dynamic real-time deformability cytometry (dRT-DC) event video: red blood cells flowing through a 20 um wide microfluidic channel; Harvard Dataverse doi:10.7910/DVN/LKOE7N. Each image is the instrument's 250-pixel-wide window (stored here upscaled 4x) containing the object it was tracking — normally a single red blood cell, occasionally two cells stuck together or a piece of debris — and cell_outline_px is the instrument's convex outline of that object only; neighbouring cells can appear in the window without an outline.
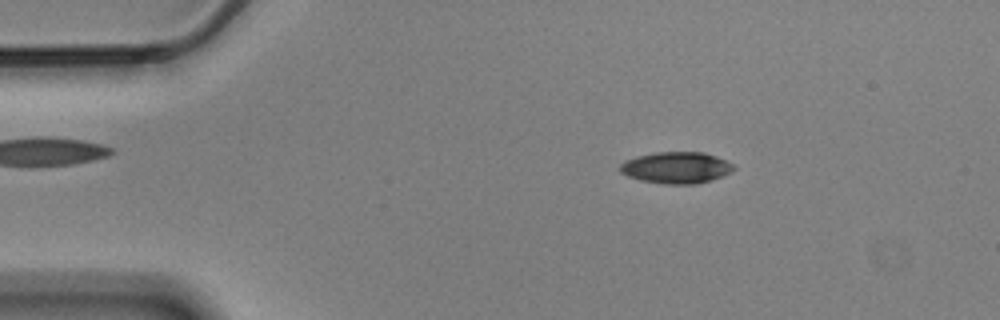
{"species": "Egyptian fruit bat (a non-hibernating species)", "species_latin": "Rousettus aegyptiacus", "temperature_condition": "cold", "stored_images_in_passage": 51, "camera_frame_rate_fps": 3000, "um_per_image_px": 0.085, "animal": {"sex": "male"}, "frame": {"image": 1, "passage_image": 4, "time_ms": 1.0, "image_size_px": [1000, 320], "cell_outline_px": [[736, 168], [712, 180], [696, 184], [664, 184], [640, 180], [628, 176], [620, 172], [620, 164], [624, 160], [636, 156], [652, 152], [704, 152], [716, 156], [732, 164]], "centroid_in_image_um": [57.43, 14.24], "position_along_channel_um": 27.6, "area_um2": 20.87}}
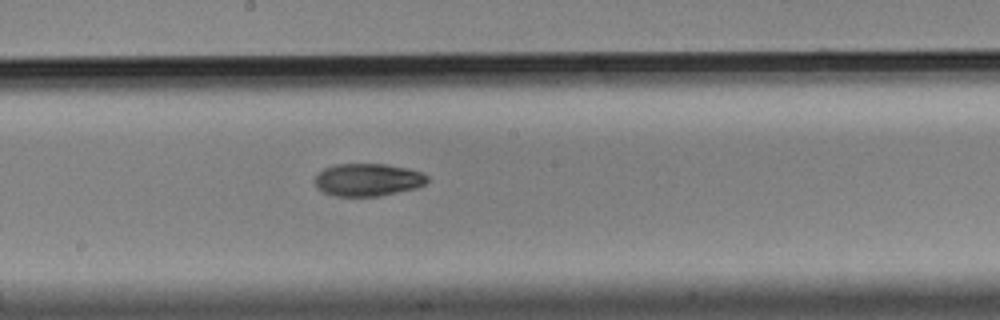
{"frame": {"image": 2, "passage_image": 25, "time_ms": 8.0, "image_size_px": [1000, 320], "cell_outline_px": [[428, 180], [424, 184], [416, 188], [380, 196], [336, 196], [324, 192], [316, 188], [316, 176], [324, 168], [336, 164], [384, 164], [408, 168], [420, 172], [428, 176]], "centroid_in_image_um": [31.27, 15.28], "position_along_channel_um": 216.9, "area_um2": 21.27}}
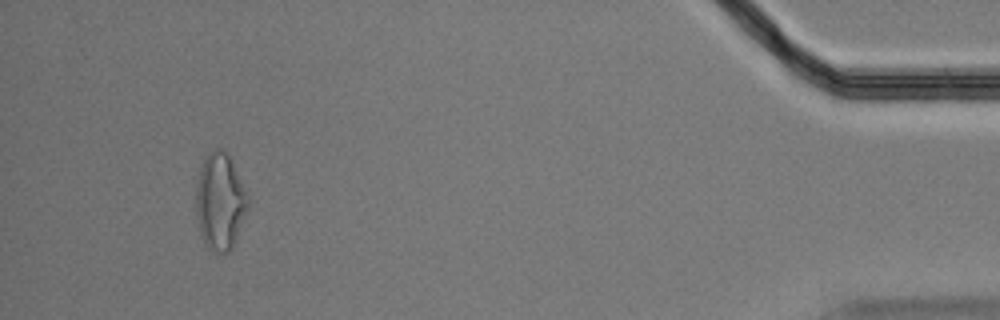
{"frame": {"image": 3, "passage_image": 48, "time_ms": 15.667, "image_size_px": [1000, 320], "cell_outline_px": [[248, 208], [236, 240], [232, 248], [228, 252], [216, 256], [204, 244], [200, 232], [196, 216], [196, 184], [200, 164], [204, 156], [208, 152], [216, 148], [224, 148], [232, 160], [248, 196]], "centroid_in_image_um": [18.68, 17.14], "position_along_channel_um": 416.5, "area_um2": 29.94}, "authors_computed_cell_mechanics": {"area_um2": 22.0218, "velocity_mm_per_s": 3.5076, "shape_relaxation_time_tau1_ms": 4.0136, "shape_relaxation_time_tau2_ms": null, "deformation_change_tau1": 0.1257, "deformation_change_tau2": null}}